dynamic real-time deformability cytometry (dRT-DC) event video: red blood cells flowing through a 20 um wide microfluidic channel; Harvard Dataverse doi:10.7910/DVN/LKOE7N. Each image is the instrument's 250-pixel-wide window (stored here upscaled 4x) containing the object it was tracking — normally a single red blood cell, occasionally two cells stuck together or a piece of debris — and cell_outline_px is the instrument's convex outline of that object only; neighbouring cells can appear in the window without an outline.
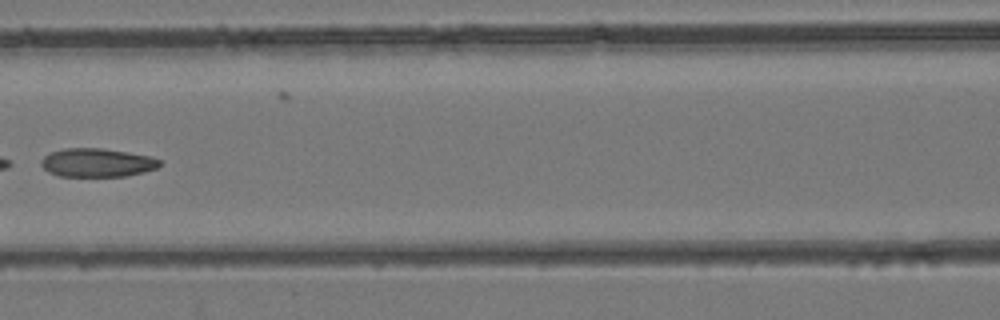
{"species": "common noctule bat (a hibernating species)", "species_latin": "Nyctalus noctula", "temperature_condition": "room temperature", "stored_images_in_passage": 6, "camera_frame_rate_fps": 3000, "um_per_image_px": 0.085, "animal": {"sex": "female", "body_mass_g": 24.6, "forearm_length_mm": 56.2}, "frame": {"image": 1, "passage_image": 6, "time_ms": 6.333, "image_size_px": [1000, 320], "cell_outline_px": [[160, 164], [156, 168], [144, 172], [124, 176], [60, 176], [48, 172], [40, 164], [40, 160], [44, 156], [52, 152], [64, 148], [104, 148], [152, 156], [160, 160]], "centroid_in_image_um": [8.25, 13.82], "position_along_channel_um": 158.4, "area_um2": 19.77}}